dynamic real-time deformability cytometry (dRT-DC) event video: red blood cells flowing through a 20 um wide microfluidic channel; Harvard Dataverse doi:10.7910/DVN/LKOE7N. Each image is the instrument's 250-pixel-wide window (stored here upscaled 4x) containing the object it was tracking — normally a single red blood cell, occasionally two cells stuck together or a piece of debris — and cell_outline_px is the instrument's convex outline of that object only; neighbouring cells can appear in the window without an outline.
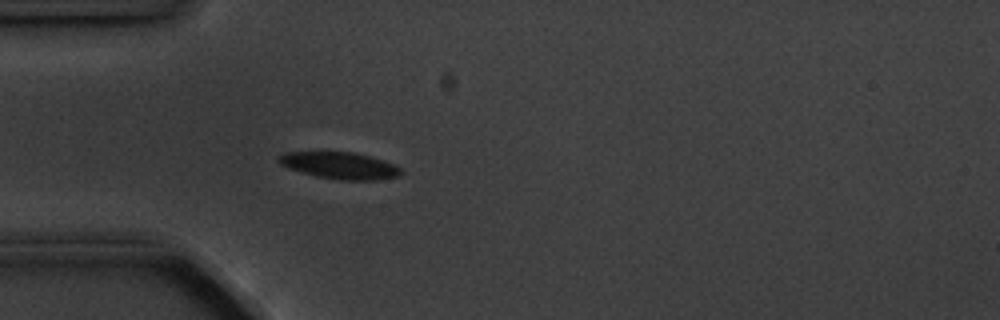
{"species": "common noctule bat (a hibernating species)", "species_latin": "Nyctalus noctula", "temperature_condition": "cold", "stored_images_in_passage": 4, "camera_frame_rate_fps": 3000, "um_per_image_px": 0.085, "animal": {"sex": "male", "body_mass_g": 20.1, "forearm_length_mm": 53.5}, "frame": {"image": 1, "passage_image": 4, "time_ms": 3.667, "image_size_px": [1000, 320], "cell_outline_px": [[400, 176], [376, 180], [340, 180], [316, 176], [288, 168], [280, 164], [276, 160], [276, 156], [284, 152], [352, 152], [368, 156], [392, 164], [400, 168]], "centroid_in_image_um": [28.8, 14.07], "position_along_channel_um": 56.2, "area_um2": 18.9}}